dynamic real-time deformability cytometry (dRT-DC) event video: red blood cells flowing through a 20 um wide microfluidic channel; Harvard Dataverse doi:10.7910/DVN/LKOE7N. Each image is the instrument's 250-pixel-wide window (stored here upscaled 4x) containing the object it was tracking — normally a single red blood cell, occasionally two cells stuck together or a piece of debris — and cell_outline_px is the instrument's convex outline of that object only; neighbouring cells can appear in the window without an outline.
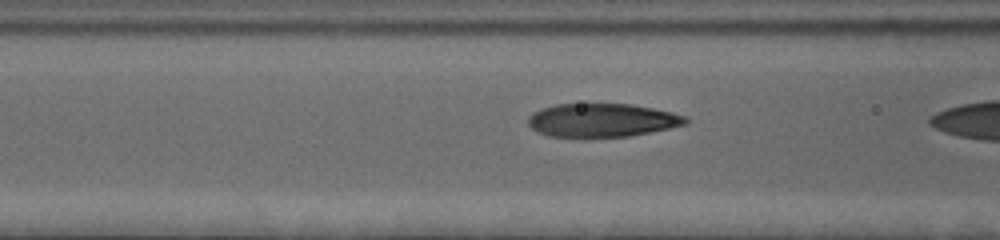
{"species": "human", "species_latin": "Homo sapiens", "temperature_condition": "cold", "stored_images_in_passage": 22, "segment_of_instrument_passage": [2, 2], "camera_frame_rate_fps": 3000, "um_per_image_px": 0.085, "donor": {"sex": "female"}, "frame": {"image": 1, "passage_image": 21, "time_ms": 6.667, "image_size_px": [1000, 240], "cell_outline_px": [[688, 124], [628, 136], [548, 136], [536, 132], [528, 124], [528, 116], [532, 112], [556, 104], [628, 104], [652, 108], [672, 112], [688, 116]], "centroid_in_image_um": [51.17, 10.21], "position_along_channel_um": 115.4, "area_um2": 30.4}}